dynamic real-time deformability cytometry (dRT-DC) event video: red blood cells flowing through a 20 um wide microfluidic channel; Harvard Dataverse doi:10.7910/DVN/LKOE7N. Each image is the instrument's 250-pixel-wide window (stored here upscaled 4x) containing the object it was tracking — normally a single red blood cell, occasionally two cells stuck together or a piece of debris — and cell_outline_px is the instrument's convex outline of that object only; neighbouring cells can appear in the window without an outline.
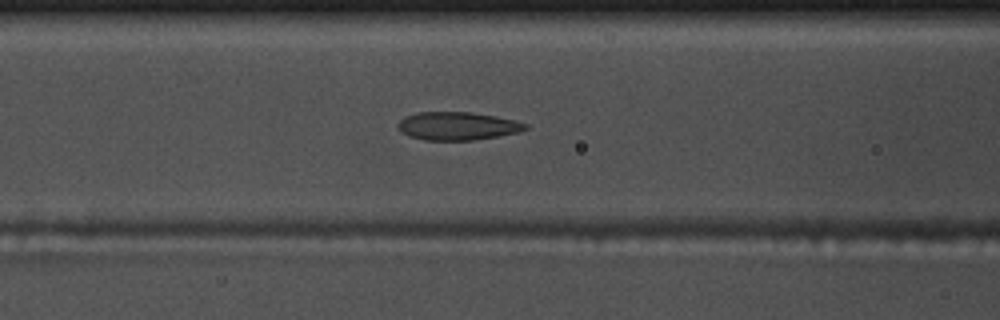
{"species": "common noctule bat (a hibernating species)", "species_latin": "Nyctalus noctula", "temperature_condition": "warm", "stored_images_in_passage": 42, "camera_frame_rate_fps": 3000, "um_per_image_px": 0.085, "animal": {"sex": "male", "body_mass_g": 17.5, "forearm_length_mm": 52.3}, "frame": {"image": 1, "passage_image": 15, "time_ms": 4.667, "image_size_px": [1000, 320], "cell_outline_px": [[528, 128], [520, 132], [472, 140], [424, 140], [408, 136], [396, 124], [404, 116], [416, 112], [472, 112], [496, 116], [528, 124]], "centroid_in_image_um": [38.87, 10.7], "position_along_channel_um": 127.7, "area_um2": 20.81}}
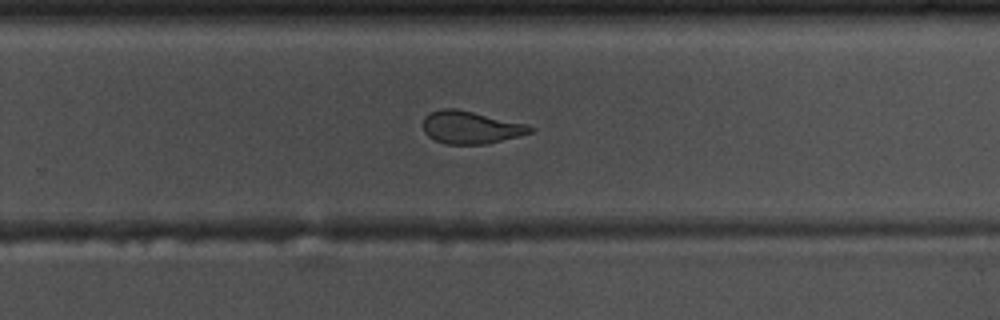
{"frame": {"image": 2, "passage_image": 28, "time_ms": 9.0, "image_size_px": [1000, 320], "cell_outline_px": [[536, 128], [532, 132], [488, 144], [444, 144], [428, 136], [424, 132], [424, 116], [428, 112], [440, 108], [452, 108], [472, 112], [528, 124]], "centroid_in_image_um": [40.0, 10.83], "position_along_channel_um": 289.8, "area_um2": 20.35}}
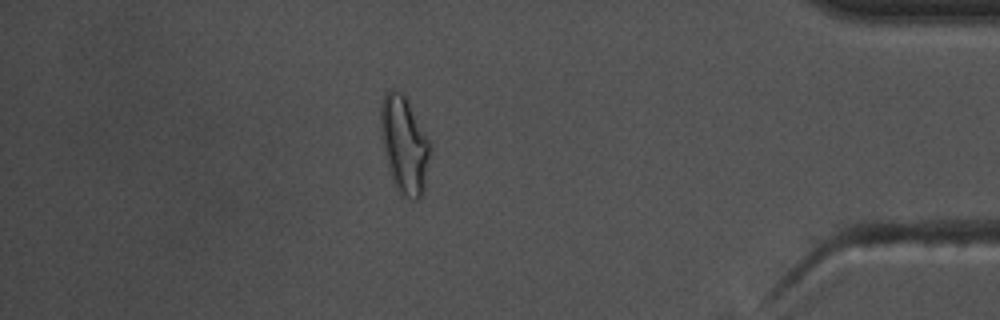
{"frame": {"image": 3, "passage_image": 40, "time_ms": 13.0, "image_size_px": [1000, 320], "cell_outline_px": [[432, 144], [424, 192], [416, 200], [412, 200], [404, 196], [396, 188], [392, 180], [388, 168], [380, 136], [380, 104], [384, 92], [388, 88], [392, 88], [400, 92], [408, 100]], "centroid_in_image_um": [34.36, 12.28], "position_along_channel_um": 400.8, "area_um2": 28.61}, "authors_computed_cell_mechanics": {"area_um2": 21.7328, "velocity_mm_per_s": 3.7548, "shape_relaxation_time_tau1_ms": null, "shape_relaxation_time_tau2_ms": 1.7375, "deformation_change_tau1": null, "deformation_change_tau2": 0.0882}}